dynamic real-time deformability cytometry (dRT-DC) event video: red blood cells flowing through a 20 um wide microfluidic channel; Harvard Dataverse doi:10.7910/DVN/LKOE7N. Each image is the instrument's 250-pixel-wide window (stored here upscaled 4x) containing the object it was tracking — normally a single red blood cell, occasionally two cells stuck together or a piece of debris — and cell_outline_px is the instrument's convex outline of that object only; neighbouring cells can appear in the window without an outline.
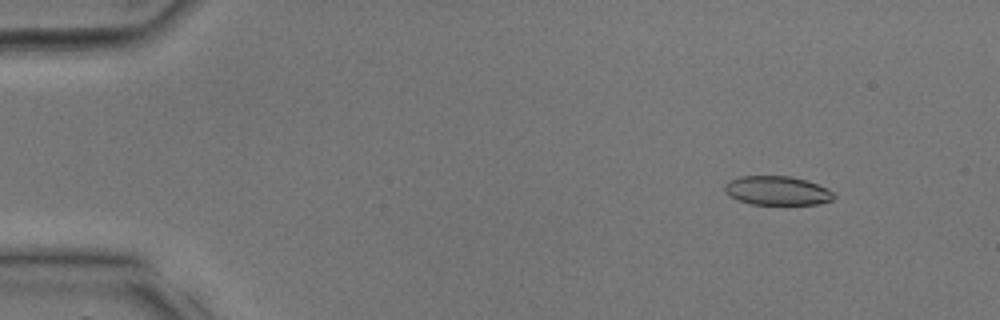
{"species": "common noctule bat (a hibernating species)", "species_latin": "Nyctalus noctula", "temperature_condition": "room temperature", "stored_images_in_passage": 34, "camera_frame_rate_fps": 3000, "um_per_image_px": 0.085, "animal": {"sex": "male", "body_mass_g": 17.9, "forearm_length_mm": 54.2}, "frame": {"image": 1, "passage_image": 4, "time_ms": 1.0, "image_size_px": [1000, 320], "cell_outline_px": [[836, 196], [832, 200], [816, 204], [752, 204], [740, 200], [724, 192], [724, 184], [728, 180], [740, 176], [788, 176], [804, 180], [816, 184], [832, 192]], "centroid_in_image_um": [66.01, 16.2], "position_along_channel_um": 19.0, "area_um2": 18.15}}
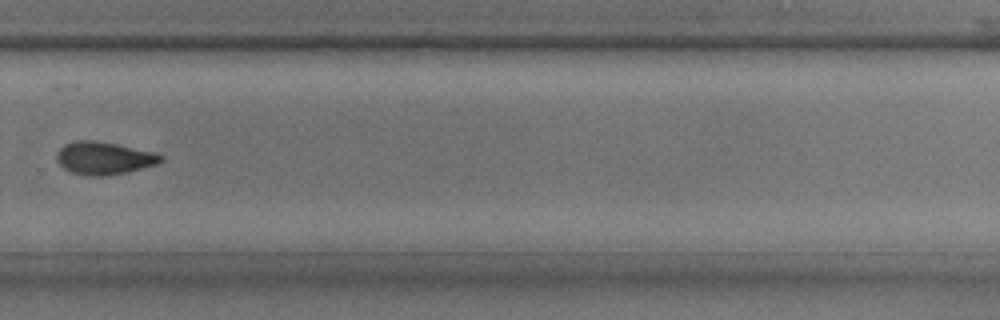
{"frame": {"image": 2, "passage_image": 24, "time_ms": 7.667, "image_size_px": [1000, 320], "cell_outline_px": [[164, 160], [156, 164], [128, 172], [104, 176], [84, 176], [72, 172], [64, 168], [56, 160], [56, 152], [64, 144], [76, 140], [96, 140], [156, 152], [164, 156]], "centroid_in_image_um": [8.83, 13.44], "position_along_channel_um": 321.0, "area_um2": 20.06}}
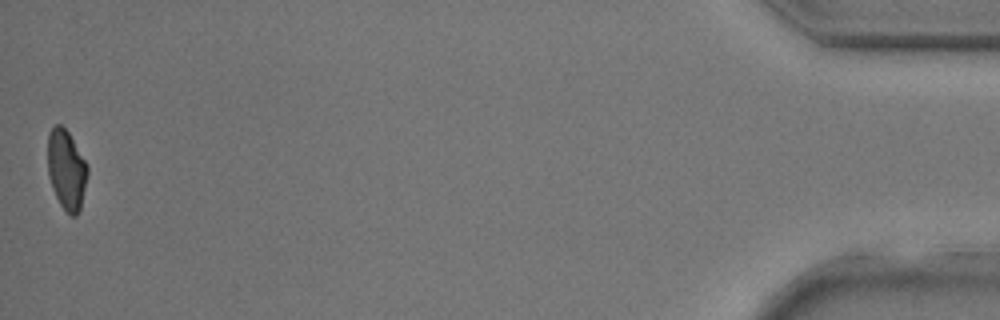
{"frame": {"image": 3, "passage_image": 34, "time_ms": 11.0, "image_size_px": [1000, 320], "cell_outline_px": [[88, 172], [80, 208], [76, 216], [72, 216], [60, 204], [52, 188], [48, 176], [48, 132], [56, 124], [60, 124], [68, 132], [84, 160], [88, 168]], "centroid_in_image_um": [5.62, 14.42], "position_along_channel_um": 429.6, "area_um2": 18.15}}